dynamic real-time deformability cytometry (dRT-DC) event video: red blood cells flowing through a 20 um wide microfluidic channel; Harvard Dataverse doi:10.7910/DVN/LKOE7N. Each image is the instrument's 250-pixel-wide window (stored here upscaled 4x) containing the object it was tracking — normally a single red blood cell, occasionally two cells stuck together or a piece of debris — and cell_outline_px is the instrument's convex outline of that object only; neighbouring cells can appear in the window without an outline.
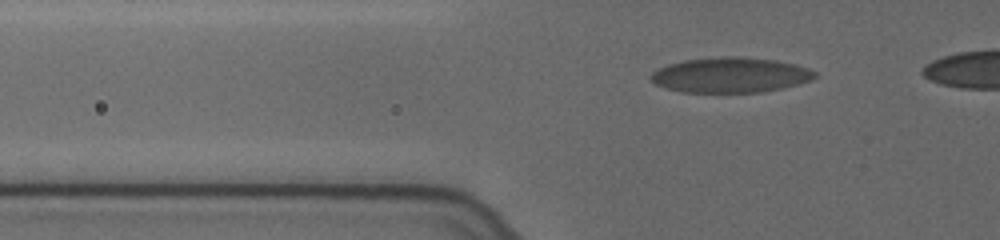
{"species": "human", "species_latin": "Homo sapiens", "temperature_condition": "cold", "stored_images_in_passage": 38, "camera_frame_rate_fps": 3000, "um_per_image_px": 0.085, "donor": {"sex": "female"}, "frame": {"image": 1, "passage_image": 6, "time_ms": 1.667, "image_size_px": [1000, 240], "cell_outline_px": [[816, 76], [808, 80], [796, 84], [780, 88], [760, 92], [680, 92], [664, 88], [648, 80], [648, 76], [656, 68], [668, 64], [684, 60], [720, 56], [736, 56], [776, 60], [796, 64], [808, 68], [816, 72]], "centroid_in_image_um": [62.0, 6.37], "position_along_channel_um": 63.8, "area_um2": 33.76}}
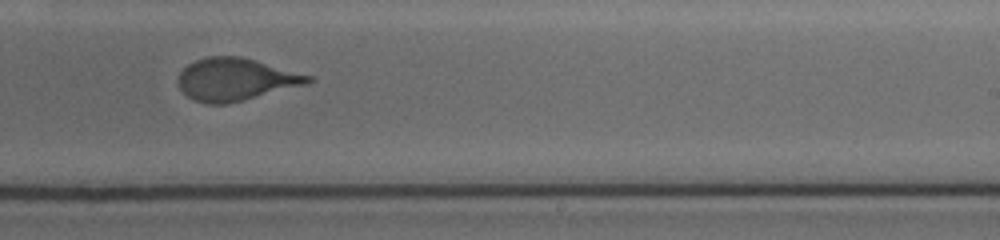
{"frame": {"image": 2, "passage_image": 24, "time_ms": 7.667, "image_size_px": [1000, 240], "cell_outline_px": [[312, 80], [308, 84], [228, 104], [208, 104], [196, 100], [188, 96], [180, 88], [180, 72], [188, 64], [196, 60], [208, 56], [240, 56], [312, 76]], "centroid_in_image_um": [20.04, 6.75], "position_along_channel_um": 269.0, "area_um2": 31.73}}
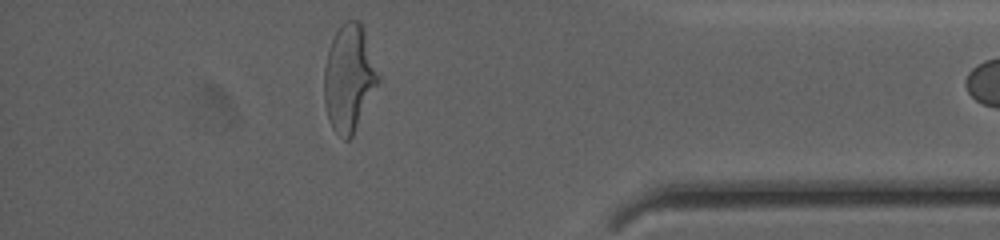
{"frame": {"image": 3, "passage_image": 37, "time_ms": 12.0, "image_size_px": [1000, 240], "cell_outline_px": [[380, 80], [352, 136], [348, 140], [344, 140], [332, 128], [324, 104], [324, 68], [328, 52], [332, 40], [336, 32], [348, 20], [360, 20], [380, 76]], "centroid_in_image_um": [29.67, 6.66], "position_along_channel_um": 405.5, "area_um2": 33.18}}